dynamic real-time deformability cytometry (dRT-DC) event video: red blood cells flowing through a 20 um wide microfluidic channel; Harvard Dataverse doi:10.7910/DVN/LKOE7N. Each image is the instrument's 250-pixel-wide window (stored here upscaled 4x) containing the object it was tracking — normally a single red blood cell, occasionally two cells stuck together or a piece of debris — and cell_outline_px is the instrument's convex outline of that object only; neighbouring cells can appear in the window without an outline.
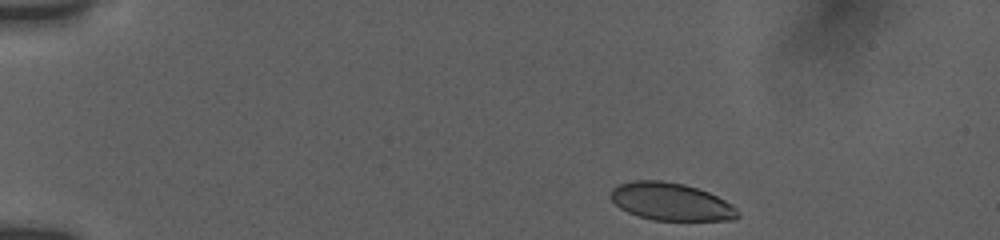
{"species": "human", "species_latin": "Homo sapiens", "temperature_condition": "room temperature", "stored_images_in_passage": 8, "camera_frame_rate_fps": 3000, "um_per_image_px": 0.085, "donor": {"sex": "female"}, "frame": {"image": 1, "passage_image": 1, "time_ms": 0.0, "image_size_px": [1000, 240], "cell_outline_px": [[740, 216], [736, 220], [652, 220], [628, 212], [620, 208], [608, 196], [612, 188], [620, 184], [632, 180], [660, 180], [684, 184], [708, 192], [732, 204], [736, 208]], "centroid_in_image_um": [57.02, 17.14], "position_along_channel_um": 28.0, "area_um2": 27.86}}
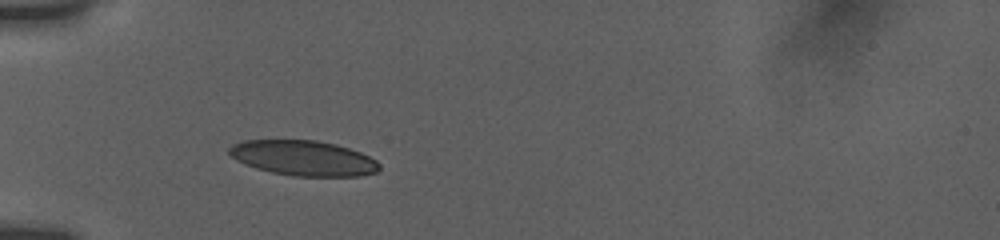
{"frame": {"image": 2, "passage_image": 5, "time_ms": 3.0, "image_size_px": [1000, 240], "cell_outline_px": [[380, 168], [376, 172], [360, 176], [292, 176], [272, 172], [256, 168], [244, 164], [228, 156], [228, 148], [232, 144], [240, 140], [316, 140], [336, 144], [360, 152], [376, 160], [380, 164]], "centroid_in_image_um": [25.74, 13.43], "position_along_channel_um": 59.3, "area_um2": 30.98}}
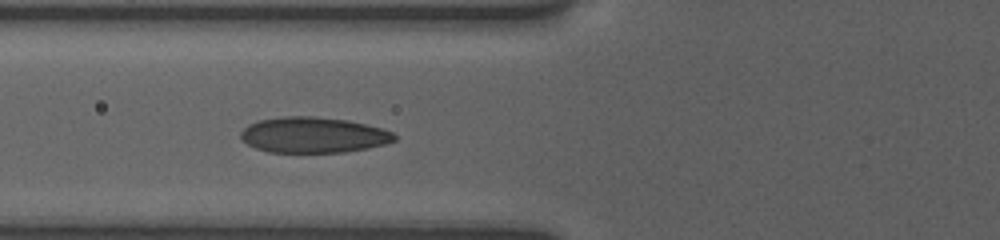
{"frame": {"image": 3, "passage_image": 7, "time_ms": 4.333, "image_size_px": [1000, 240], "cell_outline_px": [[396, 140], [384, 144], [368, 148], [344, 152], [268, 152], [256, 148], [248, 144], [240, 136], [240, 132], [248, 124], [260, 120], [284, 116], [312, 116], [348, 120], [384, 128], [392, 132], [396, 136]], "centroid_in_image_um": [26.65, 11.47], "position_along_channel_um": 99.1, "area_um2": 31.96}}